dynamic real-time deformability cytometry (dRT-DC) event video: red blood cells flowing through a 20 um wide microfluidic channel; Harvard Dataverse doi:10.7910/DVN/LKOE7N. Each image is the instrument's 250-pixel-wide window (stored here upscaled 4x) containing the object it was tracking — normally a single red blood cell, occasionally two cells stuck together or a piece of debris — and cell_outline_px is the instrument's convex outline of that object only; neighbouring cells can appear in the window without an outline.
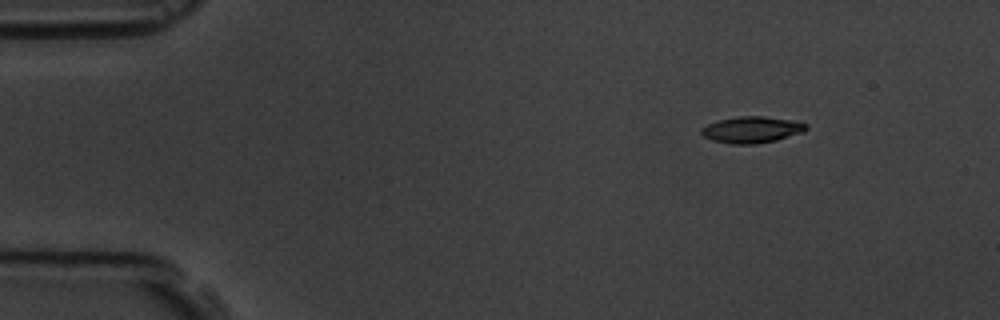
{"species": "common noctule bat (a hibernating species)", "species_latin": "Nyctalus noctula", "temperature_condition": "room temperature", "stored_images_in_passage": 4, "camera_frame_rate_fps": 3000, "um_per_image_px": 0.085, "animal": {"sex": "male", "body_mass_g": 19.5, "forearm_length_mm": 54.6}, "frame": {"image": 1, "passage_image": 1, "time_ms": 0.0, "image_size_px": [1000, 320], "cell_outline_px": [[808, 128], [804, 132], [776, 140], [752, 144], [732, 144], [712, 140], [704, 136], [700, 132], [700, 128], [708, 124], [720, 120], [736, 116], [764, 116], [792, 120], [808, 124]], "centroid_in_image_um": [63.91, 11.02], "position_along_channel_um": 21.1, "area_um2": 16.13}}